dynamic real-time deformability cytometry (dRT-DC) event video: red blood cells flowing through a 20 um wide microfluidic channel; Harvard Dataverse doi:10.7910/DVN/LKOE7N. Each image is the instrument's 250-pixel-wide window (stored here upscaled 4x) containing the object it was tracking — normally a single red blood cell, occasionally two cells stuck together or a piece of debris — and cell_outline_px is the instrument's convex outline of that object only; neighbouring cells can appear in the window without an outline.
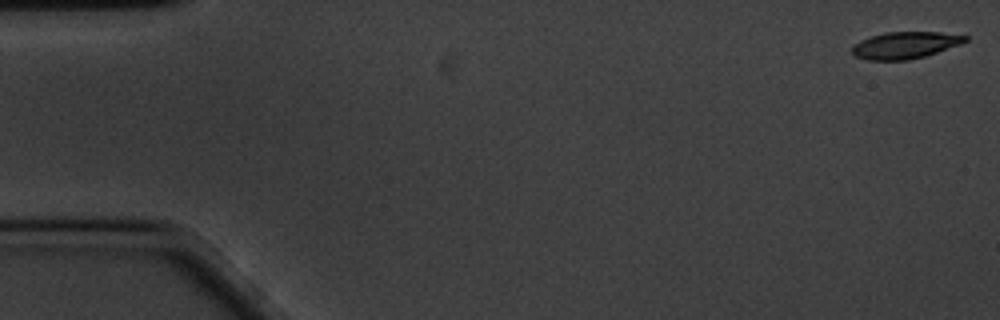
{"species": "common noctule bat (a hibernating species)", "species_latin": "Nyctalus noctula", "temperature_condition": "cold", "stored_images_in_passage": 59, "camera_frame_rate_fps": 3000, "um_per_image_px": 0.085, "animal": {"sex": "male", "body_mass_g": 20.1, "forearm_length_mm": 53.5}, "frame": {"image": 1, "passage_image": 1, "time_ms": 0.0, "image_size_px": [1000, 320], "cell_outline_px": [[968, 40], [960, 44], [924, 56], [908, 60], [868, 60], [856, 56], [852, 52], [852, 48], [860, 40], [884, 32], [940, 32], [968, 36]], "centroid_in_image_um": [76.93, 3.83], "position_along_channel_um": 8.1, "area_um2": 17.46}}
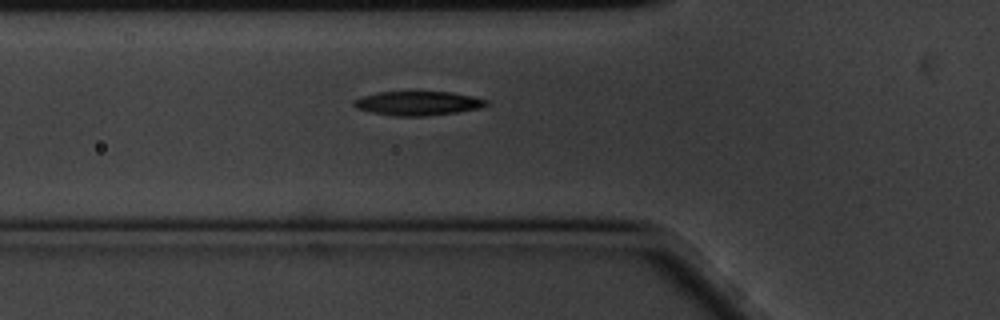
{"frame": {"image": 2, "passage_image": 20, "time_ms": 6.333, "image_size_px": [1000, 320], "cell_outline_px": [[488, 104], [480, 108], [456, 112], [424, 116], [396, 116], [372, 112], [356, 108], [352, 104], [352, 100], [364, 96], [380, 92], [452, 92], [472, 96], [488, 100]], "centroid_in_image_um": [35.52, 8.78], "position_along_channel_um": 90.3, "area_um2": 18.44}}
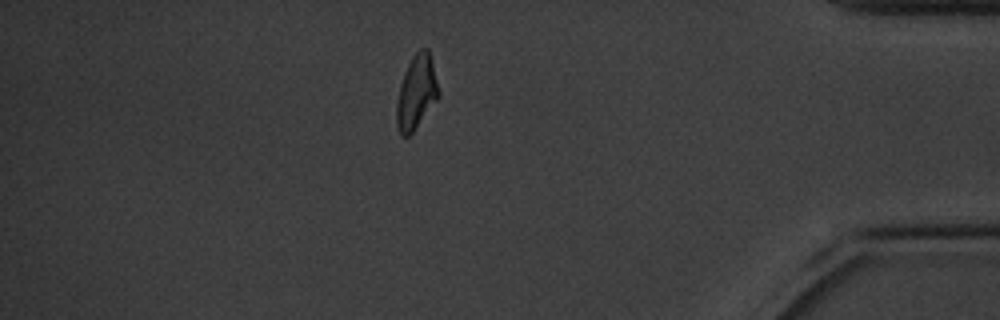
{"frame": {"image": 3, "passage_image": 51, "time_ms": 16.667, "image_size_px": [1000, 320], "cell_outline_px": [[440, 96], [412, 132], [408, 136], [400, 136], [396, 124], [396, 104], [400, 84], [404, 72], [412, 56], [420, 48], [428, 48], [432, 60], [440, 92]], "centroid_in_image_um": [35.39, 7.83], "position_along_channel_um": 399.8, "area_um2": 18.15}, "authors_computed_cell_mechanics": {"area_um2": 18.4382, "velocity_mm_per_s": 3.3725, "shape_relaxation_time_tau1_ms": 3.1245, "shape_relaxation_time_tau2_ms": 7.3515, "deformation_change_tau1": 0.1299, "deformation_change_tau2": 0.1433}}